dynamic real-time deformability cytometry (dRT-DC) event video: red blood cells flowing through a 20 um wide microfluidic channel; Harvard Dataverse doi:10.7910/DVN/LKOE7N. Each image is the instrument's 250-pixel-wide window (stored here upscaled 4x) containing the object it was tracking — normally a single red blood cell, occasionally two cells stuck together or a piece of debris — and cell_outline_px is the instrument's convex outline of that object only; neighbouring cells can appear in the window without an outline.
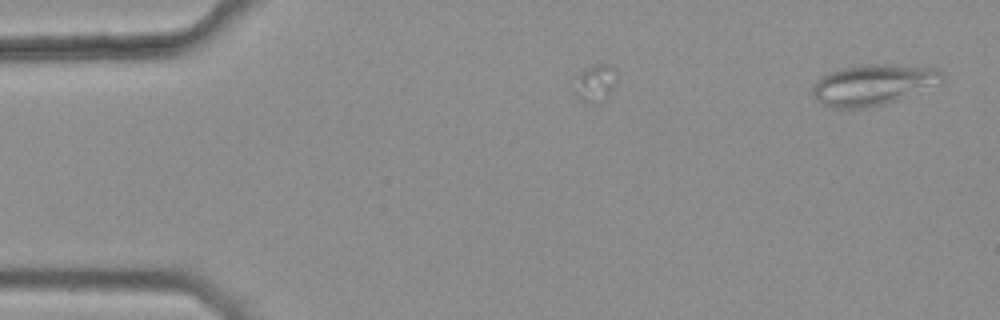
{"species": "common noctule bat (a hibernating species)", "species_latin": "Nyctalus noctula", "temperature_condition": "warm", "stored_images_in_passage": 3, "camera_frame_rate_fps": 3000, "um_per_image_px": 0.085, "animal": {"sex": "female", "body_mass_g": 25.1}, "frame": {"image": 1, "passage_image": 3, "time_ms": 0.667, "image_size_px": [1000, 320], "cell_outline_px": [[944, 84], [900, 100], [868, 108], [832, 108], [820, 104], [816, 100], [812, 92], [812, 84], [820, 76], [828, 72], [840, 68], [860, 64], [896, 64], [940, 68], [944, 76]], "centroid_in_image_um": [74.27, 7.2], "position_along_channel_um": 10.7, "area_um2": 32.08}}